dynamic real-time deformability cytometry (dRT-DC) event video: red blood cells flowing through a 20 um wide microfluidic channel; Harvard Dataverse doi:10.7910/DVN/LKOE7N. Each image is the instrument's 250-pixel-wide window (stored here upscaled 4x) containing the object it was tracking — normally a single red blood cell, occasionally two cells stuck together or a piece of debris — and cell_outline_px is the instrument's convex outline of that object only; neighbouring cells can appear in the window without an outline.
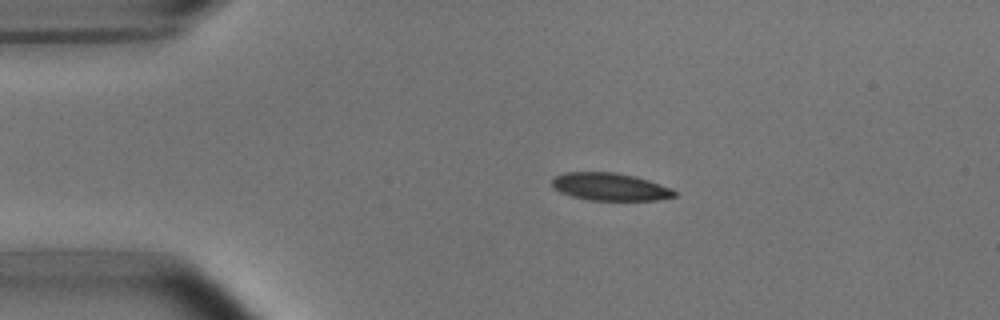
{"species": "common noctule bat (a hibernating species)", "species_latin": "Nyctalus noctula", "temperature_condition": "room temperature", "stored_images_in_passage": 3, "camera_frame_rate_fps": 3000, "um_per_image_px": 0.085, "animal": {"sex": "male", "body_mass_g": 15.6}, "frame": {"image": 1, "passage_image": 2, "time_ms": 0.333, "image_size_px": [1000, 320], "cell_outline_px": [[676, 196], [656, 200], [588, 200], [572, 196], [560, 192], [552, 184], [552, 180], [556, 176], [564, 172], [612, 172], [632, 176], [648, 180], [672, 188], [676, 192]], "centroid_in_image_um": [51.86, 15.88], "position_along_channel_um": 33.1, "area_um2": 19.48}}